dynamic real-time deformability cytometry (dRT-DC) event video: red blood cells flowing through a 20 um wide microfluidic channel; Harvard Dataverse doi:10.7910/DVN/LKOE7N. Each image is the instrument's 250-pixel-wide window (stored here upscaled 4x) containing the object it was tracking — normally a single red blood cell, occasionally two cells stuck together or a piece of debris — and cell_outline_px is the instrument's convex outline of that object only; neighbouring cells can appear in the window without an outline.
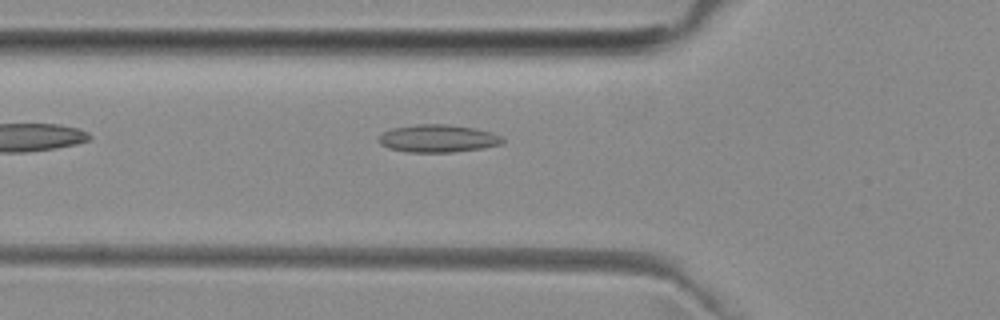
{"species": "common noctule bat (a hibernating species)", "species_latin": "Nyctalus noctula", "temperature_condition": "room temperature", "stored_images_in_passage": 36, "camera_frame_rate_fps": 3000, "um_per_image_px": 0.085, "animal": {"sex": "female", "body_mass_g": 29.2, "forearm_length_mm": 56.3}, "frame": {"image": 1, "passage_image": 2, "time_ms": 0.333, "image_size_px": [1000, 320], "cell_outline_px": [[504, 140], [500, 144], [484, 148], [452, 152], [408, 152], [388, 148], [380, 144], [380, 136], [384, 132], [392, 128], [416, 124], [448, 124], [476, 128], [492, 132], [504, 136]], "centroid_in_image_um": [37.27, 11.76], "position_along_channel_um": 88.5, "area_um2": 20.06}}
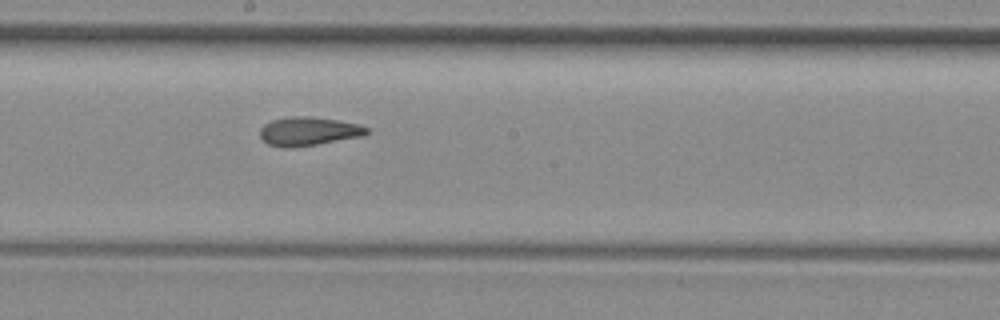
{"frame": {"image": 2, "passage_image": 12, "time_ms": 3.667, "image_size_px": [1000, 320], "cell_outline_px": [[368, 132], [364, 136], [316, 144], [268, 144], [260, 136], [260, 128], [264, 124], [272, 120], [288, 116], [312, 116], [336, 120], [356, 124], [368, 128]], "centroid_in_image_um": [26.26, 11.1], "position_along_channel_um": 221.9, "area_um2": 16.99}}
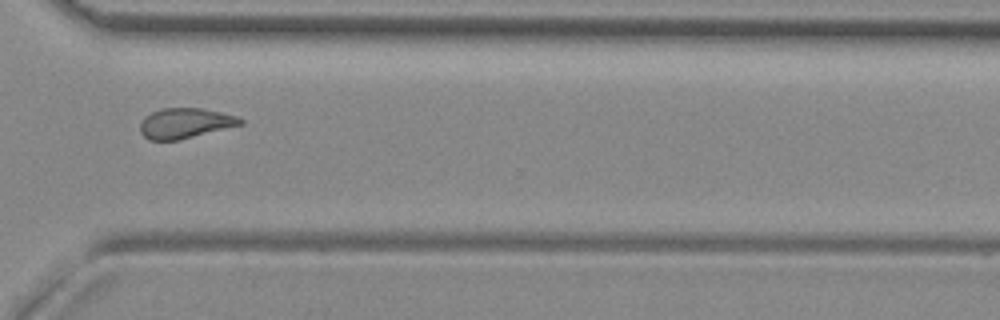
{"frame": {"image": 3, "passage_image": 22, "time_ms": 7.0, "image_size_px": [1000, 320], "cell_outline_px": [[244, 124], [180, 140], [148, 140], [140, 132], [140, 124], [144, 116], [152, 112], [164, 108], [200, 108], [220, 112], [236, 116], [244, 120]], "centroid_in_image_um": [15.73, 10.48], "position_along_channel_um": 354.9, "area_um2": 17.69}}